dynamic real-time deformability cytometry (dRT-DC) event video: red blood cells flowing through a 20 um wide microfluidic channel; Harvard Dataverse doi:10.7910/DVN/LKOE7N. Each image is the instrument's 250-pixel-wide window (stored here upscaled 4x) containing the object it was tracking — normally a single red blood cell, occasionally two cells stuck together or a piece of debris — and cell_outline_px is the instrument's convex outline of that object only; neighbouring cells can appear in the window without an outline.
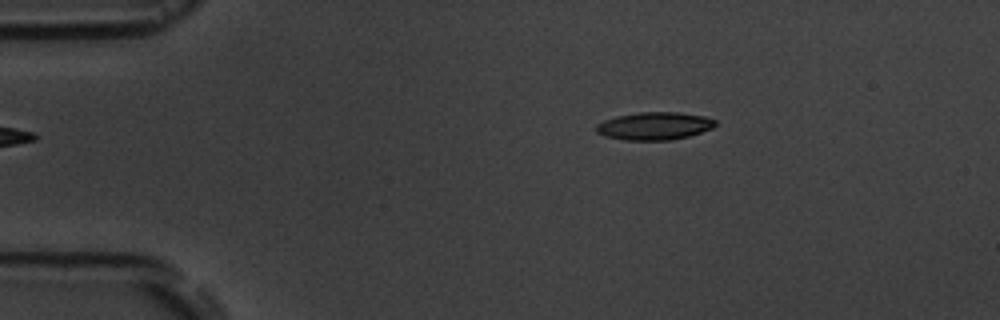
{"species": "common noctule bat (a hibernating species)", "species_latin": "Nyctalus noctula", "temperature_condition": "room temperature", "stored_images_in_passage": 3, "camera_frame_rate_fps": 3000, "um_per_image_px": 0.085, "animal": {"sex": "male", "body_mass_g": 19.5, "forearm_length_mm": 54.6}, "frame": {"image": 1, "passage_image": 3, "time_ms": 2.333, "image_size_px": [1000, 320], "cell_outline_px": [[716, 124], [712, 128], [688, 136], [668, 140], [624, 140], [604, 136], [596, 132], [596, 124], [604, 120], [616, 116], [640, 112], [680, 112], [704, 116], [716, 120]], "centroid_in_image_um": [55.6, 10.7], "position_along_channel_um": 29.4, "area_um2": 19.25}}